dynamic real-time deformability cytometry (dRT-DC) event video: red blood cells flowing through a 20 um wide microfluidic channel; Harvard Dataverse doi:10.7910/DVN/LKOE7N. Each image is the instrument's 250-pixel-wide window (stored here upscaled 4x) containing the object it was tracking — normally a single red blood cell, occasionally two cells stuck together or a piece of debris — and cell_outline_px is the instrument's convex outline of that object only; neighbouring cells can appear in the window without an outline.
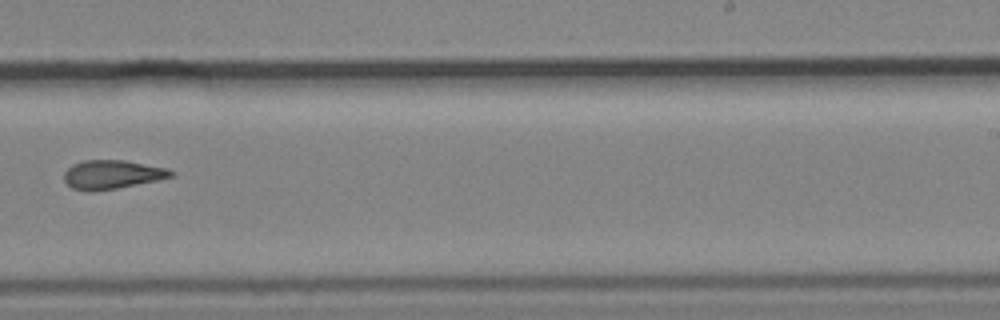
{"species": "common noctule bat (a hibernating species)", "species_latin": "Nyctalus noctula", "temperature_condition": "cold", "stored_images_in_passage": 10, "camera_frame_rate_fps": 3000, "um_per_image_px": 0.085, "animal": {"sex": "male", "body_mass_g": 19.2, "forearm_length_mm": 51.8}, "frame": {"image": 1, "passage_image": 10, "time_ms": 11.667, "image_size_px": [1000, 320], "cell_outline_px": [[176, 176], [116, 188], [92, 192], [88, 192], [72, 188], [64, 180], [64, 172], [72, 164], [84, 160], [124, 160], [168, 168], [176, 172]], "centroid_in_image_um": [9.54, 14.83], "position_along_channel_um": 279.5, "area_um2": 18.03}}